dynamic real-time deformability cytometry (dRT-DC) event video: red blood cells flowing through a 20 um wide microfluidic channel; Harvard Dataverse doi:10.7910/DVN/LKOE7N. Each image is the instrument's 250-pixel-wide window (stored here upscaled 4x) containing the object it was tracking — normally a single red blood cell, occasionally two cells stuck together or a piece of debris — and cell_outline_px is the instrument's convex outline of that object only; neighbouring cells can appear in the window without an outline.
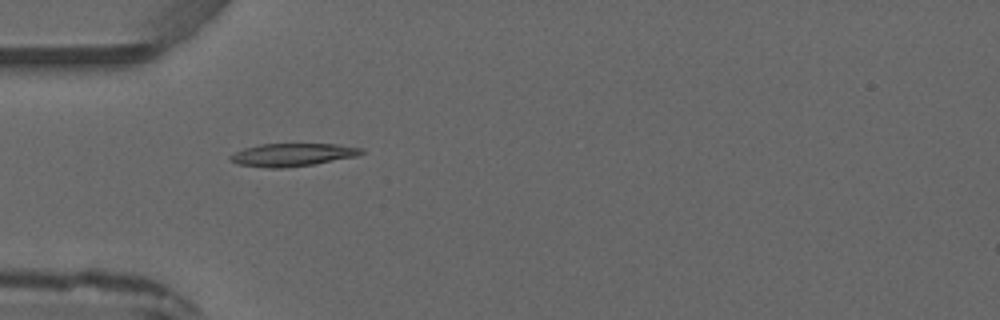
{"species": "common noctule bat (a hibernating species)", "species_latin": "Nyctalus noctula", "temperature_condition": "warm", "stored_images_in_passage": 2, "camera_frame_rate_fps": 3000, "um_per_image_px": 0.085, "animal": {"sex": "male", "forearm_length_mm": 52.5}, "frame": {"image": 1, "passage_image": 1, "time_ms": 0.0, "image_size_px": [1000, 320], "cell_outline_px": [[364, 152], [356, 156], [312, 164], [280, 168], [268, 168], [236, 164], [228, 160], [228, 156], [244, 148], [260, 144], [336, 144], [364, 148]], "centroid_in_image_um": [24.81, 13.15], "position_along_channel_um": 60.2, "area_um2": 17.4}}
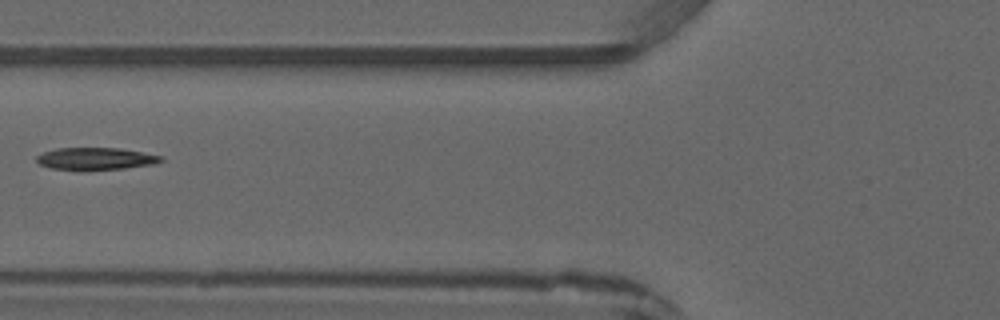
{"frame": {"image": 2, "passage_image": 2, "time_ms": 1.333, "image_size_px": [1000, 320], "cell_outline_px": [[164, 160], [156, 164], [124, 168], [52, 168], [40, 164], [36, 160], [36, 156], [44, 152], [56, 148], [120, 148], [164, 156]], "centroid_in_image_um": [8.2, 13.45], "position_along_channel_um": 117.6, "area_um2": 15.55}}